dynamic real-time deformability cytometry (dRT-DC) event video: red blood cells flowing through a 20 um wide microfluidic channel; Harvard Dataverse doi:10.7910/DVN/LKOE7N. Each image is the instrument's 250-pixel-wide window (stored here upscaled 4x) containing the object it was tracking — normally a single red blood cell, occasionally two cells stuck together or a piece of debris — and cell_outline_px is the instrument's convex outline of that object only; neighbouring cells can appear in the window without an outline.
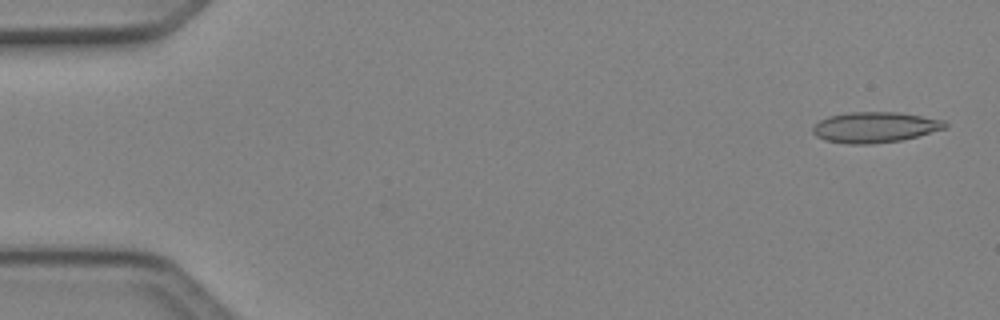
{"species": "Egyptian fruit bat (a non-hibernating species)", "species_latin": "Rousettus aegyptiacus", "temperature_condition": "cold", "stored_images_in_passage": 6, "camera_frame_rate_fps": 3000, "um_per_image_px": 0.085, "animal": {"sex": "female"}, "frame": {"image": 1, "passage_image": 6, "time_ms": 1.667, "image_size_px": [1000, 320], "cell_outline_px": [[948, 128], [900, 140], [872, 144], [848, 144], [824, 140], [816, 136], [812, 132], [812, 128], [820, 120], [828, 116], [848, 112], [900, 112], [944, 120], [948, 124]], "centroid_in_image_um": [74.36, 10.81], "position_along_channel_um": 10.6, "area_um2": 23.7}}